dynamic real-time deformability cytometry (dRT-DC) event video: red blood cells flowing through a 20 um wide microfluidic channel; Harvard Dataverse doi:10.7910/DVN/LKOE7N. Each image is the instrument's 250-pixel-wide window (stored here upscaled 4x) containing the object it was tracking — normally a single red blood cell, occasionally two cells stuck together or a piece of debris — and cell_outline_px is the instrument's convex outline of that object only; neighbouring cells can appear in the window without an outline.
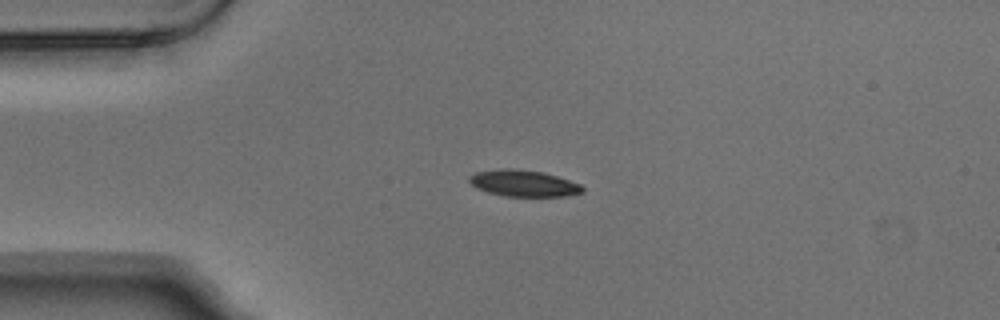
{"species": "Egyptian fruit bat (a non-hibernating species)", "species_latin": "Rousettus aegyptiacus", "temperature_condition": "warm", "stored_images_in_passage": 3, "camera_frame_rate_fps": 3000, "um_per_image_px": 0.085, "animal": {"sex": "male"}, "frame": {"image": 1, "passage_image": 2, "time_ms": 0.333, "image_size_px": [1000, 320], "cell_outline_px": [[584, 192], [564, 196], [504, 196], [488, 192], [476, 188], [468, 180], [468, 176], [476, 172], [500, 168], [512, 168], [544, 172], [580, 184], [584, 188]], "centroid_in_image_um": [44.47, 15.57], "position_along_channel_um": 40.5, "area_um2": 17.46}}